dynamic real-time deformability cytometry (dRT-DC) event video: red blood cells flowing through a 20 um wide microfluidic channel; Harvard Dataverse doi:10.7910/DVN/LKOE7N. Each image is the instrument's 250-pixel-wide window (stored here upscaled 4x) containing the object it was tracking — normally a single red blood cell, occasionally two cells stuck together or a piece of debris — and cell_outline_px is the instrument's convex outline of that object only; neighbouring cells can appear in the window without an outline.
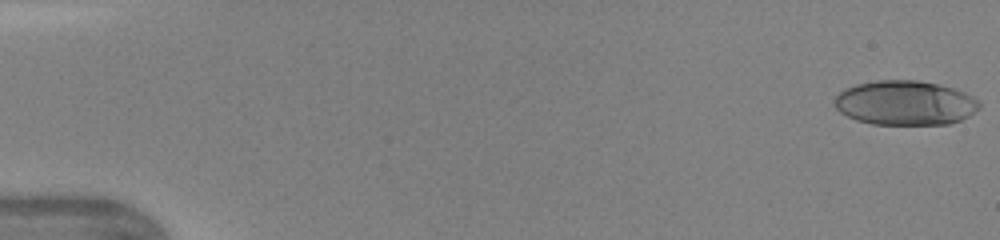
{"species": "human", "species_latin": "Homo sapiens", "temperature_condition": "warm", "stored_images_in_passage": 44, "camera_frame_rate_fps": 3000, "um_per_image_px": 0.085, "donor": {"sex": "female"}, "frame": {"image": 1, "passage_image": 1, "time_ms": 0.0, "image_size_px": [1000, 240], "cell_outline_px": [[980, 108], [968, 116], [960, 120], [948, 124], [872, 124], [856, 120], [840, 112], [832, 104], [832, 100], [844, 88], [856, 84], [876, 80], [916, 80], [936, 84], [952, 88], [964, 92], [980, 100]], "centroid_in_image_um": [76.9, 8.74], "position_along_channel_um": 8.1, "area_um2": 37.69}}
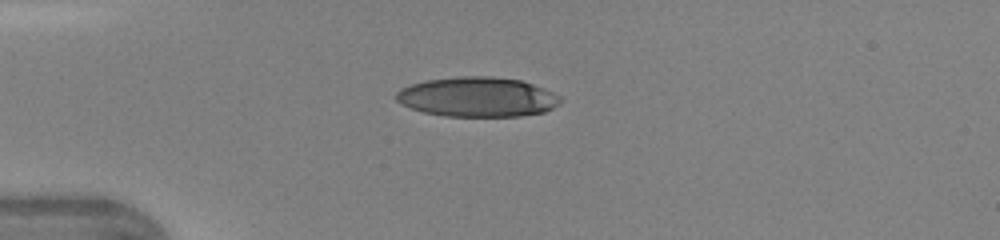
{"frame": {"image": 2, "passage_image": 12, "time_ms": 3.667, "image_size_px": [1000, 240], "cell_outline_px": [[560, 104], [544, 112], [520, 116], [444, 116], [424, 112], [412, 108], [396, 100], [396, 92], [400, 88], [424, 80], [456, 76], [492, 76], [520, 80], [544, 88], [560, 96]], "centroid_in_image_um": [40.58, 8.23], "position_along_channel_um": 44.4, "area_um2": 38.03}}
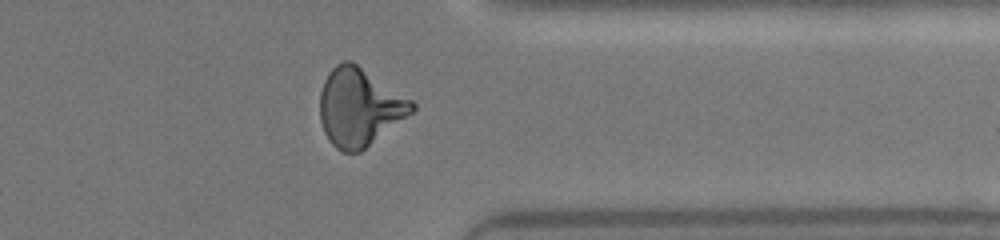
{"frame": {"image": 3, "passage_image": 36, "time_ms": 11.667, "image_size_px": [1000, 240], "cell_outline_px": [[416, 108], [412, 112], [360, 152], [344, 152], [336, 148], [328, 140], [324, 132], [320, 120], [320, 92], [324, 80], [328, 72], [336, 64], [344, 60], [352, 60], [412, 100], [416, 104]], "centroid_in_image_um": [30.52, 9.09], "position_along_channel_um": 380.9, "area_um2": 41.62}}